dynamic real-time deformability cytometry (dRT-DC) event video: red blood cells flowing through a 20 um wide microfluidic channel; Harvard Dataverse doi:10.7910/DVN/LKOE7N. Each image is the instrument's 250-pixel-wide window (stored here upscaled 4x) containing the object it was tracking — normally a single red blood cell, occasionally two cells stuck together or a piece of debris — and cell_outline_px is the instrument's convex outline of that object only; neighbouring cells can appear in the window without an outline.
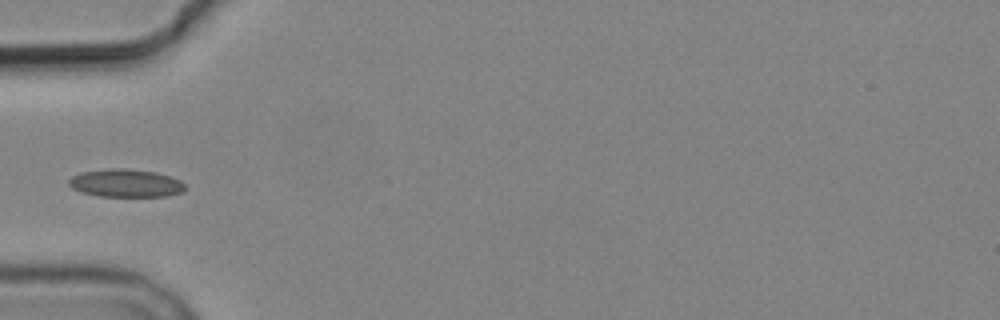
{"species": "common noctule bat (a hibernating species)", "species_latin": "Nyctalus noctula", "temperature_condition": "cold", "stored_images_in_passage": 6, "camera_frame_rate_fps": 3000, "um_per_image_px": 0.085, "animal": {"sex": "male", "body_mass_g": 19.2, "forearm_length_mm": 51.8}, "frame": {"image": 1, "passage_image": 5, "time_ms": 5.0, "image_size_px": [1000, 320], "cell_outline_px": [[184, 188], [180, 192], [168, 196], [100, 196], [80, 192], [72, 188], [68, 184], [68, 180], [72, 176], [80, 172], [108, 168], [124, 168], [156, 172], [180, 180], [184, 184]], "centroid_in_image_um": [10.63, 15.56], "position_along_channel_um": 74.4, "area_um2": 18.9}}
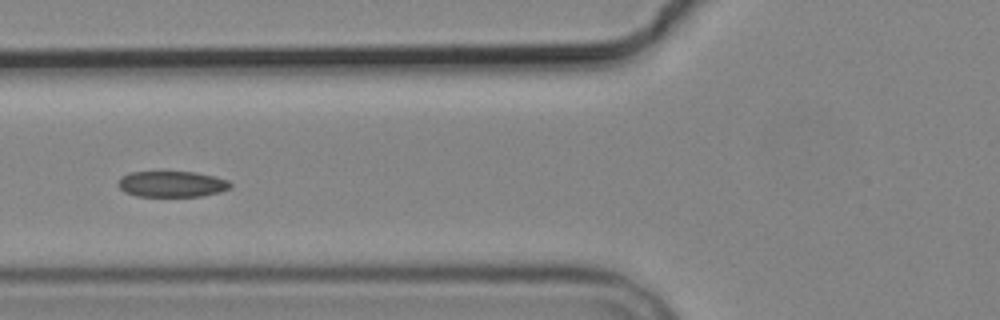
{"frame": {"image": 2, "passage_image": 6, "time_ms": 6.0, "image_size_px": [1000, 320], "cell_outline_px": [[232, 188], [220, 192], [200, 196], [136, 196], [124, 192], [116, 184], [120, 176], [128, 172], [196, 172], [216, 176], [228, 180], [232, 184]], "centroid_in_image_um": [14.6, 15.64], "position_along_channel_um": 111.2, "area_um2": 17.22}}